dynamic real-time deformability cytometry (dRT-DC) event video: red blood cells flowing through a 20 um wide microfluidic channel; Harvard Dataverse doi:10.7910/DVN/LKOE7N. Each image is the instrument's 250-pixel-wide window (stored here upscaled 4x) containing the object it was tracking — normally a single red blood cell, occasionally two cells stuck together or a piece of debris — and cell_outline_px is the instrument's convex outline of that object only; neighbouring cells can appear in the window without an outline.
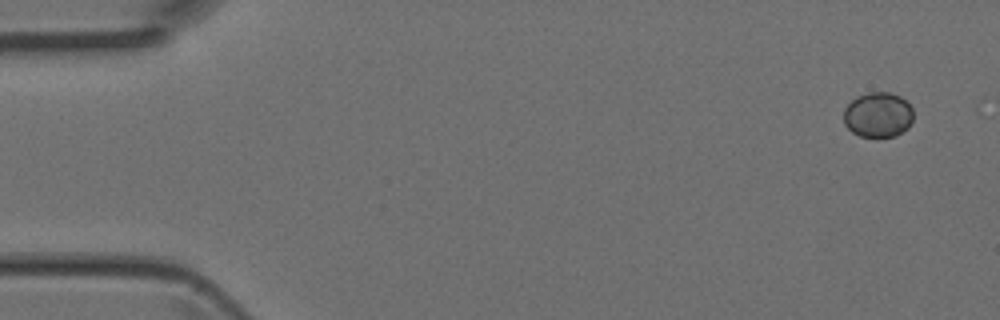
{"species": "Egyptian fruit bat (a non-hibernating species)", "species_latin": "Rousettus aegyptiacus", "temperature_condition": "room temperature", "stored_images_in_passage": 8, "camera_frame_rate_fps": 3000, "um_per_image_px": 0.085, "animal": {"sex": "female"}, "frame": {"image": 1, "passage_image": 1, "time_ms": 0.0, "image_size_px": [1000, 320], "cell_outline_px": [[912, 120], [908, 128], [896, 136], [876, 140], [860, 136], [852, 132], [844, 124], [844, 108], [856, 96], [868, 92], [892, 92], [900, 96], [912, 108]], "centroid_in_image_um": [74.62, 9.8], "position_along_channel_um": 10.4, "area_um2": 18.84}}
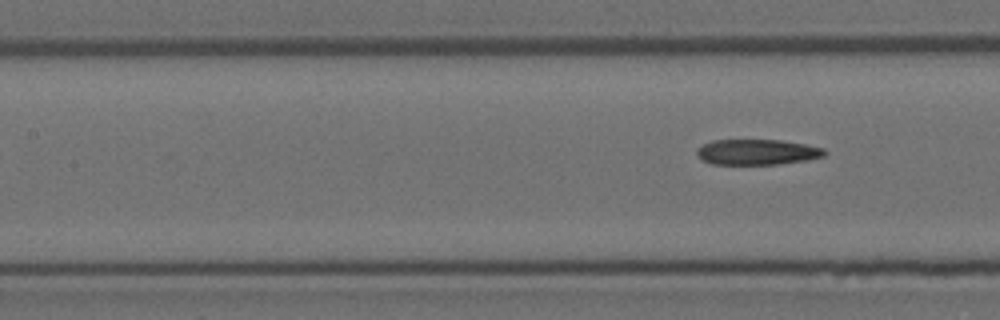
{"frame": {"image": 2, "passage_image": 8, "time_ms": 2.333, "image_size_px": [1000, 320], "cell_outline_px": [[828, 152], [824, 156], [808, 160], [776, 164], [712, 164], [704, 160], [696, 152], [704, 144], [712, 140], [780, 140], [804, 144], [824, 148]], "centroid_in_image_um": [64.41, 12.92], "position_along_channel_um": 143.0, "area_um2": 18.79}}